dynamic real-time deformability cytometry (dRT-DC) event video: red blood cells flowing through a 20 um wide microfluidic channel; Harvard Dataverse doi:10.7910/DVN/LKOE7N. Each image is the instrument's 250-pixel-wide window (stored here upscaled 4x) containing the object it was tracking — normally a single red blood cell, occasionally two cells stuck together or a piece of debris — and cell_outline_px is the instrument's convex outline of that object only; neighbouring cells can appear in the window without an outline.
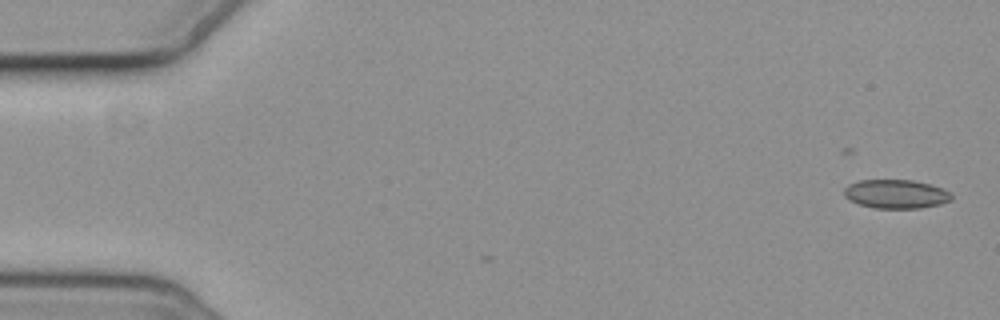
{"species": "common noctule bat (a hibernating species)", "species_latin": "Nyctalus noctula", "temperature_condition": "cold", "stored_images_in_passage": 2, "camera_frame_rate_fps": 3000, "um_per_image_px": 0.085, "animal": {"sex": "female", "body_mass_g": 19.3, "forearm_length_mm": 54.1}, "frame": {"image": 1, "passage_image": 2, "time_ms": 1.333, "image_size_px": [1000, 320], "cell_outline_px": [[952, 200], [940, 204], [920, 208], [872, 208], [860, 204], [844, 196], [844, 188], [848, 184], [860, 180], [912, 180], [932, 184], [944, 188], [952, 192]], "centroid_in_image_um": [76.2, 16.48], "position_along_channel_um": 8.8, "area_um2": 18.21}}